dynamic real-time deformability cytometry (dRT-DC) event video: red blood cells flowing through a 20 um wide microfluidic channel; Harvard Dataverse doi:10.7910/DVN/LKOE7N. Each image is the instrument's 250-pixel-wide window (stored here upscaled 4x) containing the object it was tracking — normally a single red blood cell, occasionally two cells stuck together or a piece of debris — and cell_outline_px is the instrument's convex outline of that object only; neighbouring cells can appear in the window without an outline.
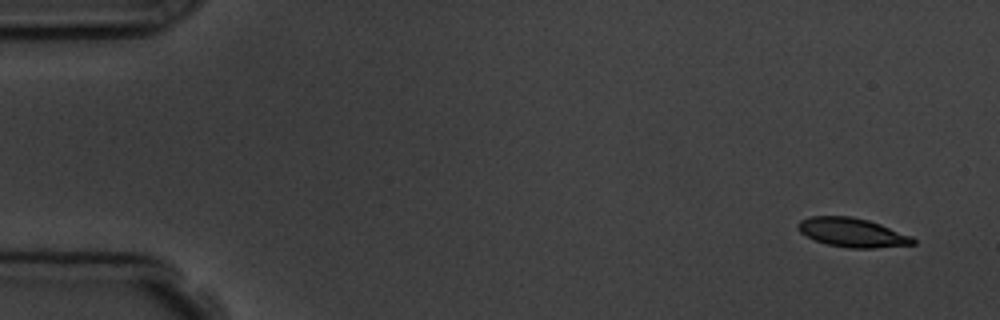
{"species": "common noctule bat (a hibernating species)", "species_latin": "Nyctalus noctula", "temperature_condition": "room temperature", "stored_images_in_passage": 10, "camera_frame_rate_fps": 3000, "um_per_image_px": 0.085, "animal": {"sex": "male", "body_mass_g": 19.5, "forearm_length_mm": 54.6}, "frame": {"image": 1, "passage_image": 1, "time_ms": 0.0, "image_size_px": [1000, 320], "cell_outline_px": [[916, 244], [872, 248], [848, 248], [828, 244], [816, 240], [800, 232], [796, 228], [796, 224], [800, 220], [812, 216], [852, 216], [868, 220], [880, 224], [912, 236], [916, 240]], "centroid_in_image_um": [72.44, 19.76], "position_along_channel_um": 12.6, "area_um2": 19.42}}
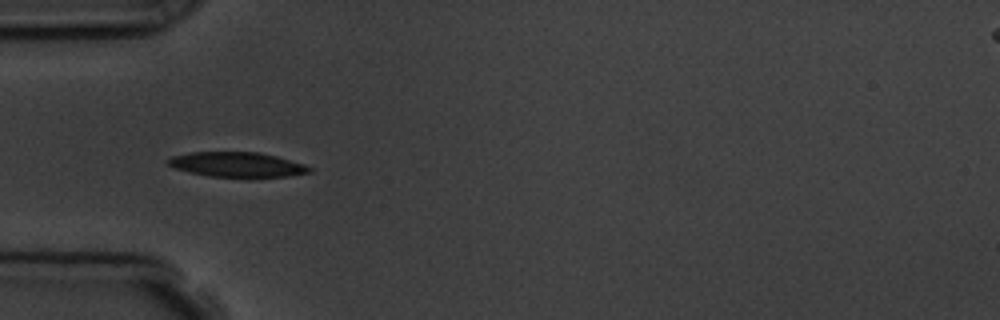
{"frame": {"image": 2, "passage_image": 5, "time_ms": 4.667, "image_size_px": [1000, 320], "cell_outline_px": [[312, 172], [288, 176], [252, 180], [248, 180], [208, 176], [176, 168], [168, 164], [168, 160], [172, 156], [192, 152], [260, 152], [276, 156], [304, 164], [312, 168]], "centroid_in_image_um": [20.24, 14.03], "position_along_channel_um": 64.8, "area_um2": 21.21}}